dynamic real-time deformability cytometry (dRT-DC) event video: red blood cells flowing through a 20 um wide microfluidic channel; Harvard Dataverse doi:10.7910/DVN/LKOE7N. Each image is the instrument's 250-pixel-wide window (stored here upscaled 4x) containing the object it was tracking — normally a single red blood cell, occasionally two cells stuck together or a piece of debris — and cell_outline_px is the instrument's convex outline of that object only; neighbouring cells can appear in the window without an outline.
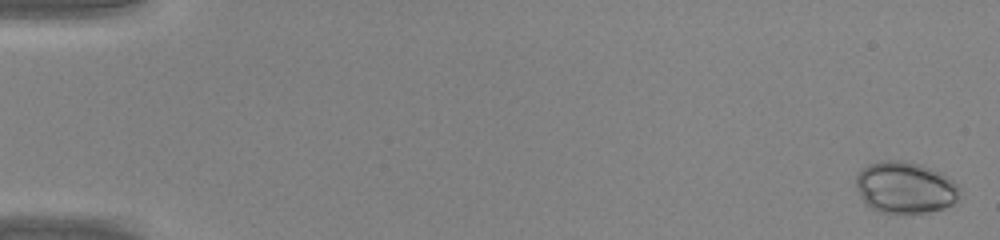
{"species": "common noctule bat (a hibernating species)", "species_latin": "Nyctalus noctula", "temperature_condition": "warm", "stored_images_in_passage": 45, "camera_frame_rate_fps": 3000, "um_per_image_px": 0.085, "animal": {"sex": "male", "body_mass_g": 20.0, "forearm_length_mm": 53.3}, "frame": {"image": 1, "passage_image": 1, "time_ms": 0.0, "image_size_px": [1000, 240], "cell_outline_px": [[960, 188], [956, 200], [952, 204], [944, 208], [928, 212], [904, 216], [880, 212], [864, 204], [856, 188], [856, 176], [868, 164], [884, 160], [904, 160], [920, 164], [940, 172], [960, 184]], "centroid_in_image_um": [76.93, 15.97], "position_along_channel_um": 8.1, "area_um2": 31.91}}
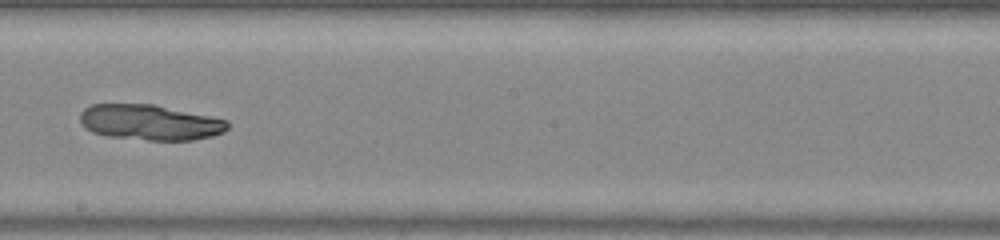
{"frame": {"image": 2, "passage_image": 27, "time_ms": 8.667, "image_size_px": [1000, 240], "cell_outline_px": [[228, 128], [224, 132], [212, 136], [192, 140], [148, 140], [108, 136], [92, 132], [84, 128], [80, 120], [80, 112], [84, 108], [92, 104], [152, 104], [228, 120]], "centroid_in_image_um": [12.71, 10.4], "position_along_channel_um": 235.5, "area_um2": 30.4}}
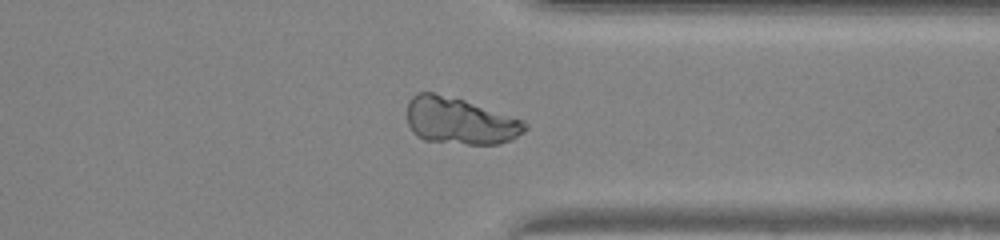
{"frame": {"image": 3, "passage_image": 36, "time_ms": 11.667, "image_size_px": [1000, 240], "cell_outline_px": [[528, 128], [524, 132], [512, 140], [500, 144], [468, 144], [424, 140], [416, 136], [412, 132], [408, 124], [408, 100], [416, 92], [432, 92], [464, 100], [524, 120], [528, 124]], "centroid_in_image_um": [39.1, 10.29], "position_along_channel_um": 372.3, "area_um2": 32.25}}